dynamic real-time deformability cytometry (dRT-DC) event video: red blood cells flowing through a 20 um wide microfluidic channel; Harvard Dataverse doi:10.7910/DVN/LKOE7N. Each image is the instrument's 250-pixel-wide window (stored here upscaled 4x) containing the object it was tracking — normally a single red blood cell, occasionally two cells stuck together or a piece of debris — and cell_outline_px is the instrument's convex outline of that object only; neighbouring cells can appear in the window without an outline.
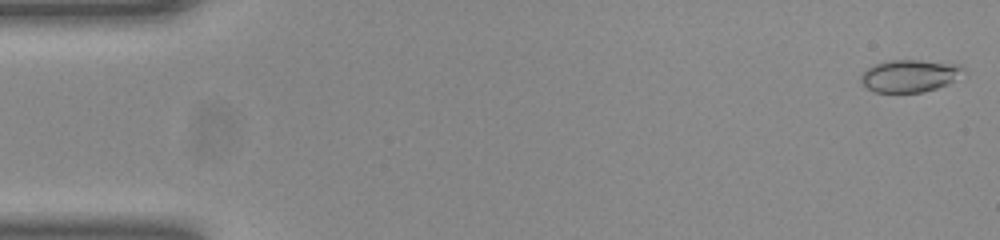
{"species": "common noctule bat (a hibernating species)", "species_latin": "Nyctalus noctula", "temperature_condition": "room temperature", "stored_images_in_passage": 50, "camera_frame_rate_fps": 3000, "um_per_image_px": 0.085, "animal": {"sex": "female", "body_mass_g": 23.0, "forearm_length_mm": 53.4}, "frame": {"image": 1, "passage_image": 1, "time_ms": 0.0, "image_size_px": [1000, 240], "cell_outline_px": [[968, 72], [948, 84], [924, 92], [876, 92], [868, 88], [860, 80], [860, 76], [872, 64], [888, 60], [920, 60], [960, 64]], "centroid_in_image_um": [77.37, 6.43], "position_along_channel_um": 7.6, "area_um2": 19.54}}
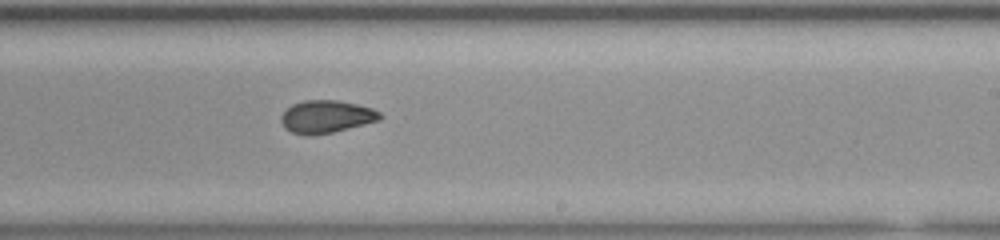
{"frame": {"image": 2, "passage_image": 30, "time_ms": 9.667, "image_size_px": [1000, 240], "cell_outline_px": [[384, 116], [380, 120], [332, 132], [292, 132], [284, 128], [280, 120], [280, 116], [292, 104], [304, 100], [336, 100], [356, 104], [372, 108], [380, 112]], "centroid_in_image_um": [27.77, 9.87], "position_along_channel_um": 261.2, "area_um2": 18.21}}
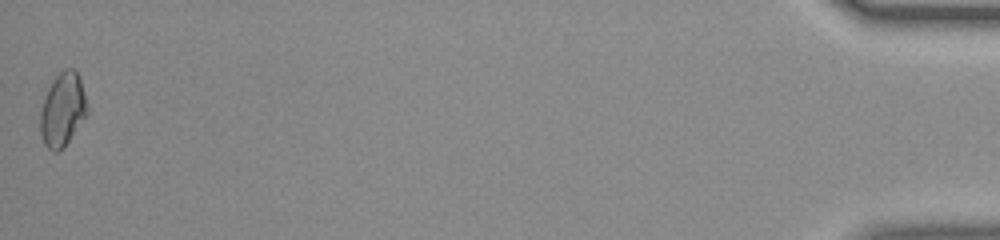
{"frame": {"image": 3, "passage_image": 50, "time_ms": 16.333, "image_size_px": [1000, 240], "cell_outline_px": [[88, 112], [64, 148], [56, 152], [52, 152], [44, 144], [40, 132], [40, 112], [44, 96], [52, 80], [64, 68], [72, 68], [80, 76], [88, 108]], "centroid_in_image_um": [5.31, 9.32], "position_along_channel_um": 429.9, "area_um2": 20.23}, "authors_computed_cell_mechanics": {"area_um2": 19.1029, "velocity_mm_per_s": 4.0469, "shape_relaxation_time_tau1_ms": 7.9527, "shape_relaxation_time_tau2_ms": 1.5993, "deformation_change_tau1": 0.1471, "deformation_change_tau2": 0.054}}